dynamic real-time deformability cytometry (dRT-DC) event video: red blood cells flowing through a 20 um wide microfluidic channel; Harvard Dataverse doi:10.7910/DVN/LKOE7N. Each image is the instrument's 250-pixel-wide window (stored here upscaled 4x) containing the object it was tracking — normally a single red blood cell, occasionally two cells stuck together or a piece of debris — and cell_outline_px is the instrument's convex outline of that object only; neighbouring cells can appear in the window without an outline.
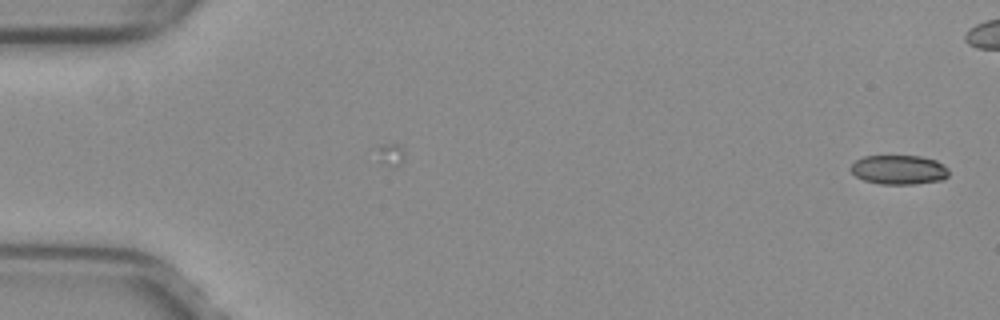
{"species": "common noctule bat (a hibernating species)", "species_latin": "Nyctalus noctula", "temperature_condition": "warm", "stored_images_in_passage": 4, "camera_frame_rate_fps": 3000, "um_per_image_px": 0.085, "animal": {"sex": "female", "body_mass_g": 29.2, "forearm_length_mm": 56.3}, "frame": {"image": 1, "passage_image": 1, "time_ms": 0.0, "image_size_px": [1000, 320], "cell_outline_px": [[948, 176], [944, 180], [916, 184], [880, 184], [864, 180], [856, 176], [848, 168], [856, 160], [864, 156], [920, 156], [936, 160], [948, 168]], "centroid_in_image_um": [76.41, 14.43], "position_along_channel_um": 8.6, "area_um2": 16.88}}